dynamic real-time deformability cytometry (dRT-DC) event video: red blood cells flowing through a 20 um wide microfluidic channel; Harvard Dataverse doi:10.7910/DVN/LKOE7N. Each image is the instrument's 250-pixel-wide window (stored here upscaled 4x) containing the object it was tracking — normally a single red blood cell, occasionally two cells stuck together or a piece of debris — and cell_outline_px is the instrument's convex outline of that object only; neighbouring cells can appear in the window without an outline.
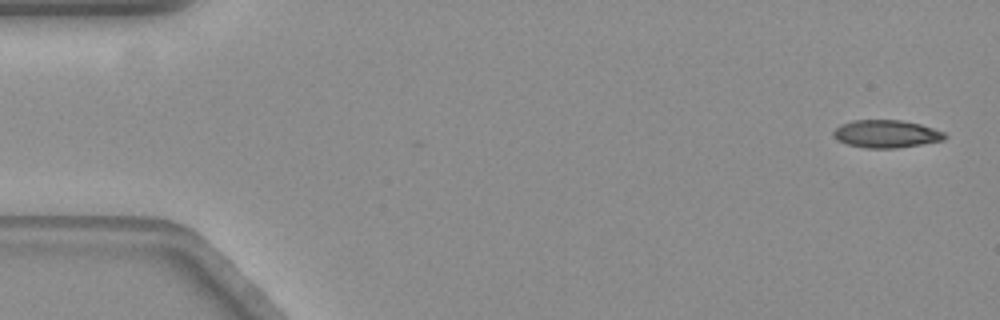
{"species": "common noctule bat (a hibernating species)", "species_latin": "Nyctalus noctula", "temperature_condition": "warm", "stored_images_in_passage": 2, "camera_frame_rate_fps": 3000, "um_per_image_px": 0.085, "animal": {"sex": "female", "body_mass_g": 19.3, "forearm_length_mm": 54.1}, "frame": {"image": 1, "passage_image": 2, "time_ms": 0.333, "image_size_px": [1000, 320], "cell_outline_px": [[948, 136], [944, 140], [896, 148], [868, 148], [848, 144], [832, 136], [832, 132], [840, 124], [852, 120], [900, 120], [920, 124], [944, 132]], "centroid_in_image_um": [75.32, 11.37], "position_along_channel_um": 9.7, "area_um2": 17.86}}